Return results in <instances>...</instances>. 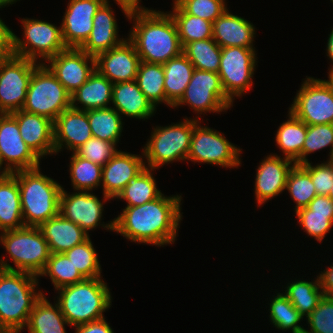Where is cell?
Here are the masks:
<instances>
[{
    "label": "cell",
    "mask_w": 333,
    "mask_h": 333,
    "mask_svg": "<svg viewBox=\"0 0 333 333\" xmlns=\"http://www.w3.org/2000/svg\"><path fill=\"white\" fill-rule=\"evenodd\" d=\"M92 137L88 111L70 107L54 121L55 154L65 148L74 152Z\"/></svg>",
    "instance_id": "obj_23"
},
{
    "label": "cell",
    "mask_w": 333,
    "mask_h": 333,
    "mask_svg": "<svg viewBox=\"0 0 333 333\" xmlns=\"http://www.w3.org/2000/svg\"><path fill=\"white\" fill-rule=\"evenodd\" d=\"M141 59L134 44L126 39L95 57V69L113 84L136 79Z\"/></svg>",
    "instance_id": "obj_19"
},
{
    "label": "cell",
    "mask_w": 333,
    "mask_h": 333,
    "mask_svg": "<svg viewBox=\"0 0 333 333\" xmlns=\"http://www.w3.org/2000/svg\"><path fill=\"white\" fill-rule=\"evenodd\" d=\"M289 111L307 125L333 124V91L314 77L305 78Z\"/></svg>",
    "instance_id": "obj_13"
},
{
    "label": "cell",
    "mask_w": 333,
    "mask_h": 333,
    "mask_svg": "<svg viewBox=\"0 0 333 333\" xmlns=\"http://www.w3.org/2000/svg\"><path fill=\"white\" fill-rule=\"evenodd\" d=\"M34 169L11 173L18 182L23 222L26 227H40L59 214L62 185Z\"/></svg>",
    "instance_id": "obj_4"
},
{
    "label": "cell",
    "mask_w": 333,
    "mask_h": 333,
    "mask_svg": "<svg viewBox=\"0 0 333 333\" xmlns=\"http://www.w3.org/2000/svg\"><path fill=\"white\" fill-rule=\"evenodd\" d=\"M111 103L112 108L121 116L125 115L140 120L150 119L157 111L140 90L135 80L115 83Z\"/></svg>",
    "instance_id": "obj_26"
},
{
    "label": "cell",
    "mask_w": 333,
    "mask_h": 333,
    "mask_svg": "<svg viewBox=\"0 0 333 333\" xmlns=\"http://www.w3.org/2000/svg\"><path fill=\"white\" fill-rule=\"evenodd\" d=\"M307 207L313 213L333 214V201L327 195H316Z\"/></svg>",
    "instance_id": "obj_52"
},
{
    "label": "cell",
    "mask_w": 333,
    "mask_h": 333,
    "mask_svg": "<svg viewBox=\"0 0 333 333\" xmlns=\"http://www.w3.org/2000/svg\"><path fill=\"white\" fill-rule=\"evenodd\" d=\"M141 155L119 150L103 166L101 186L105 196L115 199L125 186L146 168L143 153Z\"/></svg>",
    "instance_id": "obj_21"
},
{
    "label": "cell",
    "mask_w": 333,
    "mask_h": 333,
    "mask_svg": "<svg viewBox=\"0 0 333 333\" xmlns=\"http://www.w3.org/2000/svg\"><path fill=\"white\" fill-rule=\"evenodd\" d=\"M110 1H105L93 17V28L86 42L79 48L90 56L109 51L120 45L126 38H119L118 24Z\"/></svg>",
    "instance_id": "obj_24"
},
{
    "label": "cell",
    "mask_w": 333,
    "mask_h": 333,
    "mask_svg": "<svg viewBox=\"0 0 333 333\" xmlns=\"http://www.w3.org/2000/svg\"><path fill=\"white\" fill-rule=\"evenodd\" d=\"M85 279L100 278L101 265L90 237L64 253Z\"/></svg>",
    "instance_id": "obj_43"
},
{
    "label": "cell",
    "mask_w": 333,
    "mask_h": 333,
    "mask_svg": "<svg viewBox=\"0 0 333 333\" xmlns=\"http://www.w3.org/2000/svg\"><path fill=\"white\" fill-rule=\"evenodd\" d=\"M256 35L254 25L245 18L225 12L213 22V39L221 47L255 48Z\"/></svg>",
    "instance_id": "obj_25"
},
{
    "label": "cell",
    "mask_w": 333,
    "mask_h": 333,
    "mask_svg": "<svg viewBox=\"0 0 333 333\" xmlns=\"http://www.w3.org/2000/svg\"><path fill=\"white\" fill-rule=\"evenodd\" d=\"M328 42H327V57H329L328 59H330L332 66L328 69L329 71H333V28L331 33L328 35Z\"/></svg>",
    "instance_id": "obj_55"
},
{
    "label": "cell",
    "mask_w": 333,
    "mask_h": 333,
    "mask_svg": "<svg viewBox=\"0 0 333 333\" xmlns=\"http://www.w3.org/2000/svg\"><path fill=\"white\" fill-rule=\"evenodd\" d=\"M301 166L310 174L317 195H329L333 186V161L321 162V164L312 165L306 162Z\"/></svg>",
    "instance_id": "obj_49"
},
{
    "label": "cell",
    "mask_w": 333,
    "mask_h": 333,
    "mask_svg": "<svg viewBox=\"0 0 333 333\" xmlns=\"http://www.w3.org/2000/svg\"><path fill=\"white\" fill-rule=\"evenodd\" d=\"M38 65L15 55L0 62V114L23 108L33 70Z\"/></svg>",
    "instance_id": "obj_14"
},
{
    "label": "cell",
    "mask_w": 333,
    "mask_h": 333,
    "mask_svg": "<svg viewBox=\"0 0 333 333\" xmlns=\"http://www.w3.org/2000/svg\"><path fill=\"white\" fill-rule=\"evenodd\" d=\"M276 145L283 156L291 159L296 165H301V152L307 135V124L296 118L288 110V119L278 126Z\"/></svg>",
    "instance_id": "obj_32"
},
{
    "label": "cell",
    "mask_w": 333,
    "mask_h": 333,
    "mask_svg": "<svg viewBox=\"0 0 333 333\" xmlns=\"http://www.w3.org/2000/svg\"><path fill=\"white\" fill-rule=\"evenodd\" d=\"M316 280H297L288 282L283 293L292 305L304 317H307L317 306L324 294L319 285L318 276Z\"/></svg>",
    "instance_id": "obj_35"
},
{
    "label": "cell",
    "mask_w": 333,
    "mask_h": 333,
    "mask_svg": "<svg viewBox=\"0 0 333 333\" xmlns=\"http://www.w3.org/2000/svg\"><path fill=\"white\" fill-rule=\"evenodd\" d=\"M105 0H70L62 19V39L67 48L79 49L93 28V17Z\"/></svg>",
    "instance_id": "obj_18"
},
{
    "label": "cell",
    "mask_w": 333,
    "mask_h": 333,
    "mask_svg": "<svg viewBox=\"0 0 333 333\" xmlns=\"http://www.w3.org/2000/svg\"><path fill=\"white\" fill-rule=\"evenodd\" d=\"M184 12L214 22L227 9L226 0H174Z\"/></svg>",
    "instance_id": "obj_46"
},
{
    "label": "cell",
    "mask_w": 333,
    "mask_h": 333,
    "mask_svg": "<svg viewBox=\"0 0 333 333\" xmlns=\"http://www.w3.org/2000/svg\"><path fill=\"white\" fill-rule=\"evenodd\" d=\"M329 198L333 201V186L331 187L330 189V192H329Z\"/></svg>",
    "instance_id": "obj_58"
},
{
    "label": "cell",
    "mask_w": 333,
    "mask_h": 333,
    "mask_svg": "<svg viewBox=\"0 0 333 333\" xmlns=\"http://www.w3.org/2000/svg\"><path fill=\"white\" fill-rule=\"evenodd\" d=\"M154 169L145 168L133 178L115 199L126 201V207L139 206L158 198L162 192L153 177Z\"/></svg>",
    "instance_id": "obj_33"
},
{
    "label": "cell",
    "mask_w": 333,
    "mask_h": 333,
    "mask_svg": "<svg viewBox=\"0 0 333 333\" xmlns=\"http://www.w3.org/2000/svg\"><path fill=\"white\" fill-rule=\"evenodd\" d=\"M20 189L10 173L0 175V232L23 228Z\"/></svg>",
    "instance_id": "obj_29"
},
{
    "label": "cell",
    "mask_w": 333,
    "mask_h": 333,
    "mask_svg": "<svg viewBox=\"0 0 333 333\" xmlns=\"http://www.w3.org/2000/svg\"><path fill=\"white\" fill-rule=\"evenodd\" d=\"M21 24L24 39L13 33L15 56L46 64L50 58L67 49L62 39L61 26L57 27L50 22L30 18L21 19Z\"/></svg>",
    "instance_id": "obj_9"
},
{
    "label": "cell",
    "mask_w": 333,
    "mask_h": 333,
    "mask_svg": "<svg viewBox=\"0 0 333 333\" xmlns=\"http://www.w3.org/2000/svg\"><path fill=\"white\" fill-rule=\"evenodd\" d=\"M105 1H109V0H105ZM113 1H116L115 3H117L120 6L119 8L122 9L121 11L124 13V15L126 17L129 16L131 10L147 8L145 6L140 5L141 0H113Z\"/></svg>",
    "instance_id": "obj_54"
},
{
    "label": "cell",
    "mask_w": 333,
    "mask_h": 333,
    "mask_svg": "<svg viewBox=\"0 0 333 333\" xmlns=\"http://www.w3.org/2000/svg\"><path fill=\"white\" fill-rule=\"evenodd\" d=\"M41 276L50 277L55 290L85 280L64 253H51L38 278Z\"/></svg>",
    "instance_id": "obj_41"
},
{
    "label": "cell",
    "mask_w": 333,
    "mask_h": 333,
    "mask_svg": "<svg viewBox=\"0 0 333 333\" xmlns=\"http://www.w3.org/2000/svg\"><path fill=\"white\" fill-rule=\"evenodd\" d=\"M56 303L67 322L75 327L105 318L112 304L110 288L104 279H85L58 290Z\"/></svg>",
    "instance_id": "obj_5"
},
{
    "label": "cell",
    "mask_w": 333,
    "mask_h": 333,
    "mask_svg": "<svg viewBox=\"0 0 333 333\" xmlns=\"http://www.w3.org/2000/svg\"><path fill=\"white\" fill-rule=\"evenodd\" d=\"M113 85L95 69L89 79L71 95V107L82 111L110 107ZM79 103L81 106H78Z\"/></svg>",
    "instance_id": "obj_28"
},
{
    "label": "cell",
    "mask_w": 333,
    "mask_h": 333,
    "mask_svg": "<svg viewBox=\"0 0 333 333\" xmlns=\"http://www.w3.org/2000/svg\"><path fill=\"white\" fill-rule=\"evenodd\" d=\"M182 52L195 69L218 73L221 47L213 38L187 43L183 46Z\"/></svg>",
    "instance_id": "obj_38"
},
{
    "label": "cell",
    "mask_w": 333,
    "mask_h": 333,
    "mask_svg": "<svg viewBox=\"0 0 333 333\" xmlns=\"http://www.w3.org/2000/svg\"><path fill=\"white\" fill-rule=\"evenodd\" d=\"M163 69L167 106L172 108L183 96L195 68L182 52L180 55L165 62Z\"/></svg>",
    "instance_id": "obj_30"
},
{
    "label": "cell",
    "mask_w": 333,
    "mask_h": 333,
    "mask_svg": "<svg viewBox=\"0 0 333 333\" xmlns=\"http://www.w3.org/2000/svg\"><path fill=\"white\" fill-rule=\"evenodd\" d=\"M70 107L71 95L45 64H39L33 70L26 101L21 110L55 121Z\"/></svg>",
    "instance_id": "obj_8"
},
{
    "label": "cell",
    "mask_w": 333,
    "mask_h": 333,
    "mask_svg": "<svg viewBox=\"0 0 333 333\" xmlns=\"http://www.w3.org/2000/svg\"><path fill=\"white\" fill-rule=\"evenodd\" d=\"M127 18L133 21L127 38L134 44L142 62L163 65L182 53L176 24L167 11L131 10Z\"/></svg>",
    "instance_id": "obj_2"
},
{
    "label": "cell",
    "mask_w": 333,
    "mask_h": 333,
    "mask_svg": "<svg viewBox=\"0 0 333 333\" xmlns=\"http://www.w3.org/2000/svg\"><path fill=\"white\" fill-rule=\"evenodd\" d=\"M320 272L318 275L320 288L324 296L333 298V263Z\"/></svg>",
    "instance_id": "obj_53"
},
{
    "label": "cell",
    "mask_w": 333,
    "mask_h": 333,
    "mask_svg": "<svg viewBox=\"0 0 333 333\" xmlns=\"http://www.w3.org/2000/svg\"><path fill=\"white\" fill-rule=\"evenodd\" d=\"M181 201V195L164 196L162 193L150 202L125 207L113 219L114 232L138 244L158 247L173 244L183 217Z\"/></svg>",
    "instance_id": "obj_1"
},
{
    "label": "cell",
    "mask_w": 333,
    "mask_h": 333,
    "mask_svg": "<svg viewBox=\"0 0 333 333\" xmlns=\"http://www.w3.org/2000/svg\"><path fill=\"white\" fill-rule=\"evenodd\" d=\"M75 333H114L105 318L75 326Z\"/></svg>",
    "instance_id": "obj_51"
},
{
    "label": "cell",
    "mask_w": 333,
    "mask_h": 333,
    "mask_svg": "<svg viewBox=\"0 0 333 333\" xmlns=\"http://www.w3.org/2000/svg\"><path fill=\"white\" fill-rule=\"evenodd\" d=\"M164 79L165 76L162 64L140 62L135 81L155 108L162 103L167 105Z\"/></svg>",
    "instance_id": "obj_36"
},
{
    "label": "cell",
    "mask_w": 333,
    "mask_h": 333,
    "mask_svg": "<svg viewBox=\"0 0 333 333\" xmlns=\"http://www.w3.org/2000/svg\"><path fill=\"white\" fill-rule=\"evenodd\" d=\"M328 78L329 79H325L324 81L328 84V86L332 89L333 91V71H329L328 72Z\"/></svg>",
    "instance_id": "obj_57"
},
{
    "label": "cell",
    "mask_w": 333,
    "mask_h": 333,
    "mask_svg": "<svg viewBox=\"0 0 333 333\" xmlns=\"http://www.w3.org/2000/svg\"><path fill=\"white\" fill-rule=\"evenodd\" d=\"M39 228L48 242L50 253H65L90 237L79 225L64 218L60 213Z\"/></svg>",
    "instance_id": "obj_27"
},
{
    "label": "cell",
    "mask_w": 333,
    "mask_h": 333,
    "mask_svg": "<svg viewBox=\"0 0 333 333\" xmlns=\"http://www.w3.org/2000/svg\"><path fill=\"white\" fill-rule=\"evenodd\" d=\"M38 276L0 269V328L20 333L27 325L35 303L42 297L37 291Z\"/></svg>",
    "instance_id": "obj_3"
},
{
    "label": "cell",
    "mask_w": 333,
    "mask_h": 333,
    "mask_svg": "<svg viewBox=\"0 0 333 333\" xmlns=\"http://www.w3.org/2000/svg\"><path fill=\"white\" fill-rule=\"evenodd\" d=\"M0 333H13L7 329H4V328H0Z\"/></svg>",
    "instance_id": "obj_59"
},
{
    "label": "cell",
    "mask_w": 333,
    "mask_h": 333,
    "mask_svg": "<svg viewBox=\"0 0 333 333\" xmlns=\"http://www.w3.org/2000/svg\"><path fill=\"white\" fill-rule=\"evenodd\" d=\"M285 190L296 204L294 212L307 207L317 195L310 174L301 165L296 164L288 173Z\"/></svg>",
    "instance_id": "obj_42"
},
{
    "label": "cell",
    "mask_w": 333,
    "mask_h": 333,
    "mask_svg": "<svg viewBox=\"0 0 333 333\" xmlns=\"http://www.w3.org/2000/svg\"><path fill=\"white\" fill-rule=\"evenodd\" d=\"M152 129L154 130L142 152L147 168L157 170L164 164L187 160L193 134V118H184L176 124Z\"/></svg>",
    "instance_id": "obj_7"
},
{
    "label": "cell",
    "mask_w": 333,
    "mask_h": 333,
    "mask_svg": "<svg viewBox=\"0 0 333 333\" xmlns=\"http://www.w3.org/2000/svg\"><path fill=\"white\" fill-rule=\"evenodd\" d=\"M10 114L17 120L21 138L40 159L55 155L54 121L23 110Z\"/></svg>",
    "instance_id": "obj_22"
},
{
    "label": "cell",
    "mask_w": 333,
    "mask_h": 333,
    "mask_svg": "<svg viewBox=\"0 0 333 333\" xmlns=\"http://www.w3.org/2000/svg\"><path fill=\"white\" fill-rule=\"evenodd\" d=\"M295 214L304 232L320 243L333 227V214L313 213L308 207L297 210Z\"/></svg>",
    "instance_id": "obj_45"
},
{
    "label": "cell",
    "mask_w": 333,
    "mask_h": 333,
    "mask_svg": "<svg viewBox=\"0 0 333 333\" xmlns=\"http://www.w3.org/2000/svg\"><path fill=\"white\" fill-rule=\"evenodd\" d=\"M269 303V320L278 330H292V333H302L305 328L299 325L303 316L292 305L290 300L283 293H276ZM302 326V327H301Z\"/></svg>",
    "instance_id": "obj_39"
},
{
    "label": "cell",
    "mask_w": 333,
    "mask_h": 333,
    "mask_svg": "<svg viewBox=\"0 0 333 333\" xmlns=\"http://www.w3.org/2000/svg\"><path fill=\"white\" fill-rule=\"evenodd\" d=\"M0 243L9 254L14 268L6 258H0V269L27 272L38 276L44 269L50 250L39 227H26L0 233Z\"/></svg>",
    "instance_id": "obj_6"
},
{
    "label": "cell",
    "mask_w": 333,
    "mask_h": 333,
    "mask_svg": "<svg viewBox=\"0 0 333 333\" xmlns=\"http://www.w3.org/2000/svg\"><path fill=\"white\" fill-rule=\"evenodd\" d=\"M74 152L79 157L103 167L119 150L116 143L92 137Z\"/></svg>",
    "instance_id": "obj_47"
},
{
    "label": "cell",
    "mask_w": 333,
    "mask_h": 333,
    "mask_svg": "<svg viewBox=\"0 0 333 333\" xmlns=\"http://www.w3.org/2000/svg\"><path fill=\"white\" fill-rule=\"evenodd\" d=\"M88 120L92 136L113 143H118L123 131V118L111 106L88 110Z\"/></svg>",
    "instance_id": "obj_37"
},
{
    "label": "cell",
    "mask_w": 333,
    "mask_h": 333,
    "mask_svg": "<svg viewBox=\"0 0 333 333\" xmlns=\"http://www.w3.org/2000/svg\"><path fill=\"white\" fill-rule=\"evenodd\" d=\"M40 161L21 138L17 120L10 113L0 114V173L34 169Z\"/></svg>",
    "instance_id": "obj_15"
},
{
    "label": "cell",
    "mask_w": 333,
    "mask_h": 333,
    "mask_svg": "<svg viewBox=\"0 0 333 333\" xmlns=\"http://www.w3.org/2000/svg\"><path fill=\"white\" fill-rule=\"evenodd\" d=\"M65 326H71L57 303L52 304L45 294L35 303L29 315L26 330L29 333H67Z\"/></svg>",
    "instance_id": "obj_31"
},
{
    "label": "cell",
    "mask_w": 333,
    "mask_h": 333,
    "mask_svg": "<svg viewBox=\"0 0 333 333\" xmlns=\"http://www.w3.org/2000/svg\"><path fill=\"white\" fill-rule=\"evenodd\" d=\"M47 62L49 64L45 65L70 95L74 94L95 70V57L77 48H67Z\"/></svg>",
    "instance_id": "obj_17"
},
{
    "label": "cell",
    "mask_w": 333,
    "mask_h": 333,
    "mask_svg": "<svg viewBox=\"0 0 333 333\" xmlns=\"http://www.w3.org/2000/svg\"><path fill=\"white\" fill-rule=\"evenodd\" d=\"M90 191H77L67 193L64 188L60 194L59 213L66 219L79 225L87 234L101 226L114 232V220L109 223H101L104 211V202L110 200L103 194L102 200Z\"/></svg>",
    "instance_id": "obj_16"
},
{
    "label": "cell",
    "mask_w": 333,
    "mask_h": 333,
    "mask_svg": "<svg viewBox=\"0 0 333 333\" xmlns=\"http://www.w3.org/2000/svg\"><path fill=\"white\" fill-rule=\"evenodd\" d=\"M188 105L195 113L226 112L233 102L226 96L218 73L194 69L192 78L183 96L172 107Z\"/></svg>",
    "instance_id": "obj_12"
},
{
    "label": "cell",
    "mask_w": 333,
    "mask_h": 333,
    "mask_svg": "<svg viewBox=\"0 0 333 333\" xmlns=\"http://www.w3.org/2000/svg\"><path fill=\"white\" fill-rule=\"evenodd\" d=\"M172 9L173 10L168 13L176 24L182 47L193 41L205 40L213 37L212 22L184 13L174 2Z\"/></svg>",
    "instance_id": "obj_34"
},
{
    "label": "cell",
    "mask_w": 333,
    "mask_h": 333,
    "mask_svg": "<svg viewBox=\"0 0 333 333\" xmlns=\"http://www.w3.org/2000/svg\"><path fill=\"white\" fill-rule=\"evenodd\" d=\"M17 1L20 0H0V8H4V7H8V5H12L14 3H16Z\"/></svg>",
    "instance_id": "obj_56"
},
{
    "label": "cell",
    "mask_w": 333,
    "mask_h": 333,
    "mask_svg": "<svg viewBox=\"0 0 333 333\" xmlns=\"http://www.w3.org/2000/svg\"><path fill=\"white\" fill-rule=\"evenodd\" d=\"M193 118V134L187 161L207 163L224 168H238L241 165L242 149L235 146L219 131L201 126Z\"/></svg>",
    "instance_id": "obj_10"
},
{
    "label": "cell",
    "mask_w": 333,
    "mask_h": 333,
    "mask_svg": "<svg viewBox=\"0 0 333 333\" xmlns=\"http://www.w3.org/2000/svg\"><path fill=\"white\" fill-rule=\"evenodd\" d=\"M13 31L0 18V62L11 58L13 53Z\"/></svg>",
    "instance_id": "obj_50"
},
{
    "label": "cell",
    "mask_w": 333,
    "mask_h": 333,
    "mask_svg": "<svg viewBox=\"0 0 333 333\" xmlns=\"http://www.w3.org/2000/svg\"><path fill=\"white\" fill-rule=\"evenodd\" d=\"M70 179L74 191H92L101 186L103 167L79 157L75 152L70 156Z\"/></svg>",
    "instance_id": "obj_40"
},
{
    "label": "cell",
    "mask_w": 333,
    "mask_h": 333,
    "mask_svg": "<svg viewBox=\"0 0 333 333\" xmlns=\"http://www.w3.org/2000/svg\"><path fill=\"white\" fill-rule=\"evenodd\" d=\"M257 53L255 48L238 46L221 48L218 75L226 96L232 101L248 92L253 84Z\"/></svg>",
    "instance_id": "obj_11"
},
{
    "label": "cell",
    "mask_w": 333,
    "mask_h": 333,
    "mask_svg": "<svg viewBox=\"0 0 333 333\" xmlns=\"http://www.w3.org/2000/svg\"><path fill=\"white\" fill-rule=\"evenodd\" d=\"M310 327L305 333H333V298L323 296L318 306L305 318Z\"/></svg>",
    "instance_id": "obj_48"
},
{
    "label": "cell",
    "mask_w": 333,
    "mask_h": 333,
    "mask_svg": "<svg viewBox=\"0 0 333 333\" xmlns=\"http://www.w3.org/2000/svg\"><path fill=\"white\" fill-rule=\"evenodd\" d=\"M294 165L293 160L271 153L260 162L254 186L258 207L284 192L288 173Z\"/></svg>",
    "instance_id": "obj_20"
},
{
    "label": "cell",
    "mask_w": 333,
    "mask_h": 333,
    "mask_svg": "<svg viewBox=\"0 0 333 333\" xmlns=\"http://www.w3.org/2000/svg\"><path fill=\"white\" fill-rule=\"evenodd\" d=\"M330 147L329 161L333 155V124L307 125V135L301 152V164L309 162L308 154Z\"/></svg>",
    "instance_id": "obj_44"
}]
</instances>
